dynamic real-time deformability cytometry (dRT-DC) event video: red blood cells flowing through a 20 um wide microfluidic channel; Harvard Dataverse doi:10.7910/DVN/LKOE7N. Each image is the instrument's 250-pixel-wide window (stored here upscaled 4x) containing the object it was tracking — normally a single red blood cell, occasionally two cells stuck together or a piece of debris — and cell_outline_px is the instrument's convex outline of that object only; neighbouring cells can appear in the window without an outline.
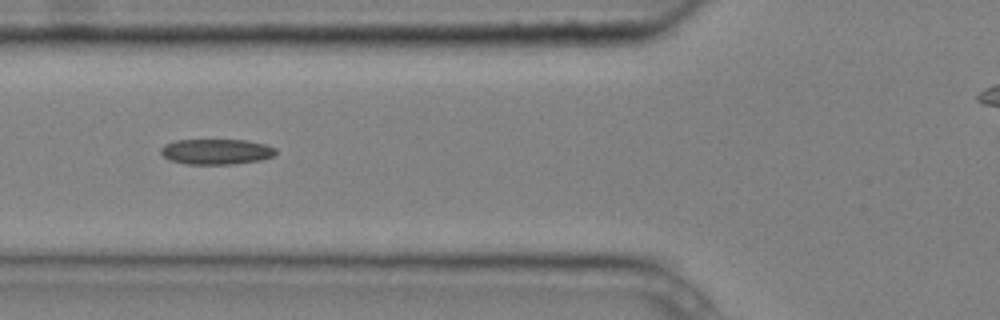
{"species": "common noctule bat (a hibernating species)", "species_latin": "Nyctalus noctula", "temperature_condition": "cold", "stored_images_in_passage": 6, "camera_frame_rate_fps": 3000, "um_per_image_px": 0.085, "animal": {"sex": "male", "body_mass_g": 20.4}, "frame": {"image": 1, "passage_image": 5, "time_ms": 1.333, "image_size_px": [1000, 320], "cell_outline_px": [[276, 152], [272, 156], [260, 160], [232, 164], [184, 164], [168, 160], [160, 152], [160, 148], [164, 144], [176, 140], [248, 140], [264, 144], [276, 148]], "centroid_in_image_um": [18.34, 12.89], "position_along_channel_um": 107.5, "area_um2": 17.11}}
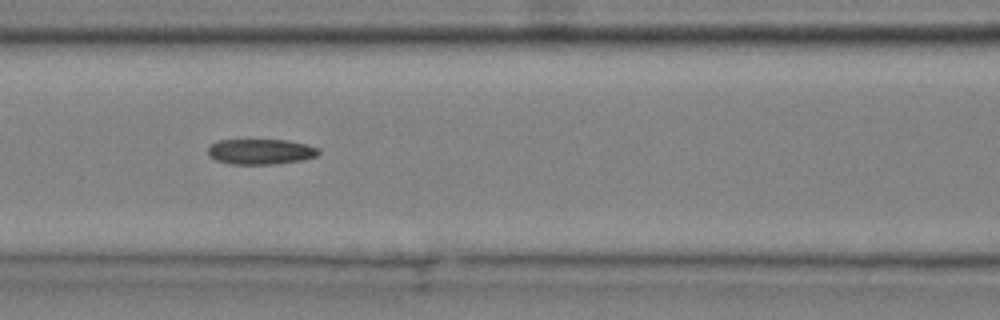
{"frame": {"image": 2, "passage_image": 6, "time_ms": 1.667, "image_size_px": [1000, 320], "cell_outline_px": [[320, 152], [316, 156], [304, 160], [272, 164], [232, 164], [216, 160], [208, 156], [208, 148], [212, 144], [220, 140], [288, 140], [308, 144], [316, 148]], "centroid_in_image_um": [22.16, 12.89], "position_along_channel_um": 144.4, "area_um2": 16.36}}